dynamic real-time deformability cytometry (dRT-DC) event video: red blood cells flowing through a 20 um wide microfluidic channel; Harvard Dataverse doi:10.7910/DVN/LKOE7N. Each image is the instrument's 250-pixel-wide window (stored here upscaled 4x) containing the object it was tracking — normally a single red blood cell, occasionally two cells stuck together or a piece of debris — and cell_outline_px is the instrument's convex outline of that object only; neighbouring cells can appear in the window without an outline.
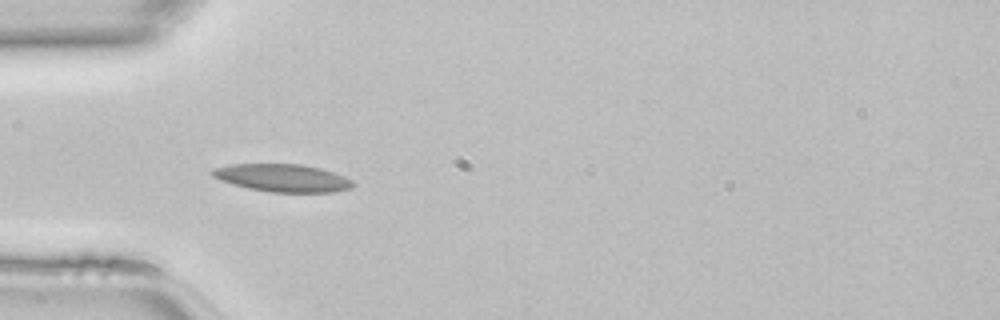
{"species": "common noctule bat (a hibernating species)", "species_latin": "Nyctalus noctula", "temperature_condition": "room temperature", "stored_images_in_passage": 46, "camera_frame_rate_fps": 3000, "um_per_image_px": 0.085, "animal": {"sex": "female", "body_mass_g": 22.7, "forearm_length_mm": 54.2}, "frame": {"image": 1, "passage_image": 14, "time_ms": 4.333, "image_size_px": [1000, 320], "cell_outline_px": [[356, 184], [352, 188], [332, 192], [268, 192], [248, 188], [232, 184], [220, 180], [212, 176], [208, 172], [212, 168], [232, 164], [300, 164], [320, 168], [344, 176], [352, 180]], "centroid_in_image_um": [23.99, 15.12], "position_along_channel_um": 61.0, "area_um2": 22.83}}